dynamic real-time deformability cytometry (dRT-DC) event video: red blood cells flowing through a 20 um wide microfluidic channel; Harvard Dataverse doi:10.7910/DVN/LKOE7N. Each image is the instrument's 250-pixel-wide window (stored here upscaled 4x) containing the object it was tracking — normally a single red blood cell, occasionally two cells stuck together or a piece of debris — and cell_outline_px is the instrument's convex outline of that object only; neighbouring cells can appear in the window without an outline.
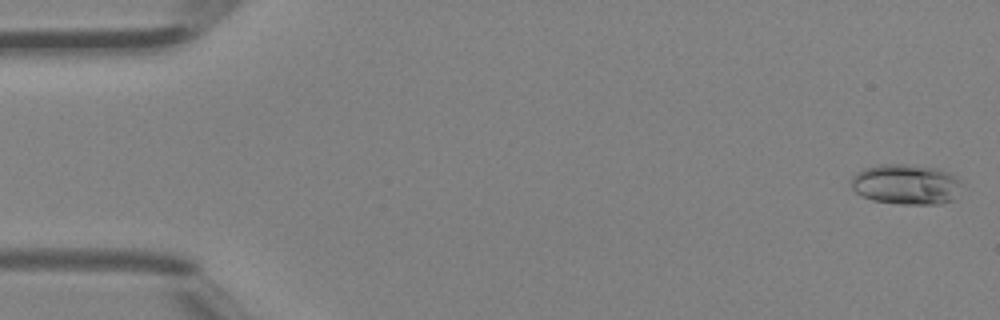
{"species": "Egyptian fruit bat (a non-hibernating species)", "species_latin": "Rousettus aegyptiacus", "temperature_condition": "room temperature", "stored_images_in_passage": 45, "camera_frame_rate_fps": 3000, "um_per_image_px": 0.085, "animal": {"sex": "female"}, "frame": {"image": 1, "passage_image": 1, "time_ms": 0.0, "image_size_px": [1000, 320], "cell_outline_px": [[960, 180], [952, 200], [940, 204], [900, 204], [872, 200], [856, 192], [852, 188], [852, 176], [856, 172], [864, 168], [876, 164], [904, 164], [936, 168], [948, 172]], "centroid_in_image_um": [76.95, 15.66], "position_along_channel_um": 8.1, "area_um2": 25.66}}
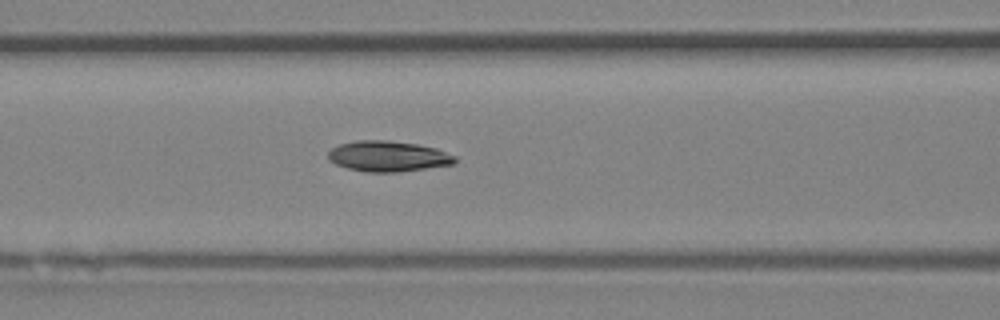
{"frame": {"image": 2, "passage_image": 19, "time_ms": 6.0, "image_size_px": [1000, 320], "cell_outline_px": [[456, 164], [396, 172], [368, 172], [348, 168], [336, 164], [328, 160], [328, 152], [332, 148], [340, 144], [356, 140], [384, 140], [416, 144], [436, 148], [456, 156]], "centroid_in_image_um": [32.99, 13.28], "position_along_channel_um": 133.6, "area_um2": 22.54}}
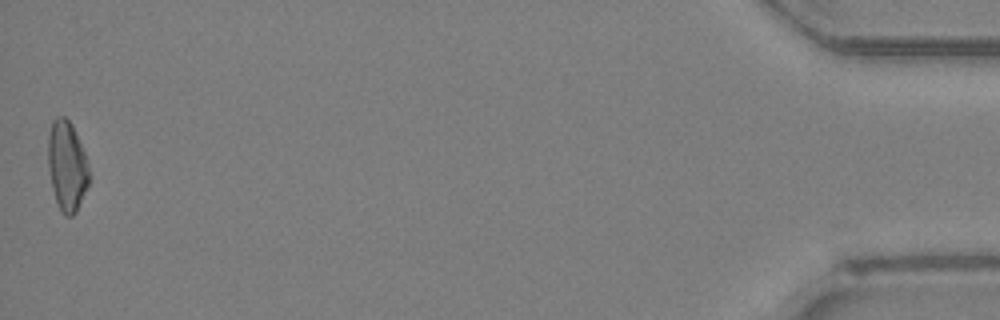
{"frame": {"image": 3, "passage_image": 45, "time_ms": 14.667, "image_size_px": [1000, 320], "cell_outline_px": [[88, 184], [76, 212], [72, 216], [64, 216], [56, 200], [52, 188], [48, 168], [48, 136], [52, 120], [56, 116], [64, 116], [72, 124], [84, 152], [88, 164]], "centroid_in_image_um": [5.67, 14.08], "position_along_channel_um": 429.5, "area_um2": 21.33}, "authors_computed_cell_mechanics": {"area_um2": 22.1952, "velocity_mm_per_s": 4.5473, "shape_relaxation_time_tau1_ms": 5.6176, "shape_relaxation_time_tau2_ms": 4.311, "deformation_change_tau1": 0.1677, "deformation_change_tau2": 0.1084}}